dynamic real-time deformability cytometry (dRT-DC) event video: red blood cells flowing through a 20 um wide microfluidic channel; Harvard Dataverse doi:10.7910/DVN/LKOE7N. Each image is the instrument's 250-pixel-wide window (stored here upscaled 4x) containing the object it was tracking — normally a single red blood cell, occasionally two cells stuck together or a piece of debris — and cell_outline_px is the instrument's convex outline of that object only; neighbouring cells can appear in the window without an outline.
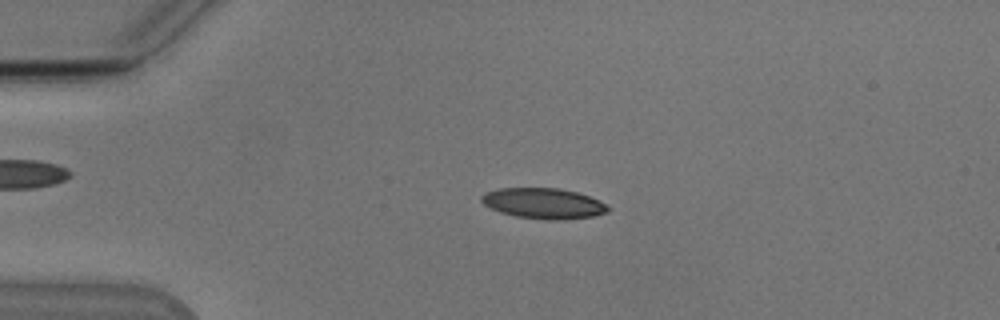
{"species": "Egyptian fruit bat (a non-hibernating species)", "species_latin": "Rousettus aegyptiacus", "temperature_condition": "cold", "stored_images_in_passage": 53, "camera_frame_rate_fps": 3000, "um_per_image_px": 0.085, "animal": {"sex": "male"}, "frame": {"image": 1, "passage_image": 12, "time_ms": 3.667, "image_size_px": [1000, 320], "cell_outline_px": [[612, 208], [608, 212], [592, 216], [564, 220], [544, 220], [516, 216], [500, 212], [484, 204], [480, 200], [480, 196], [484, 192], [500, 188], [560, 188], [576, 192], [600, 200]], "centroid_in_image_um": [46.21, 17.29], "position_along_channel_um": 38.8, "area_um2": 22.72}}
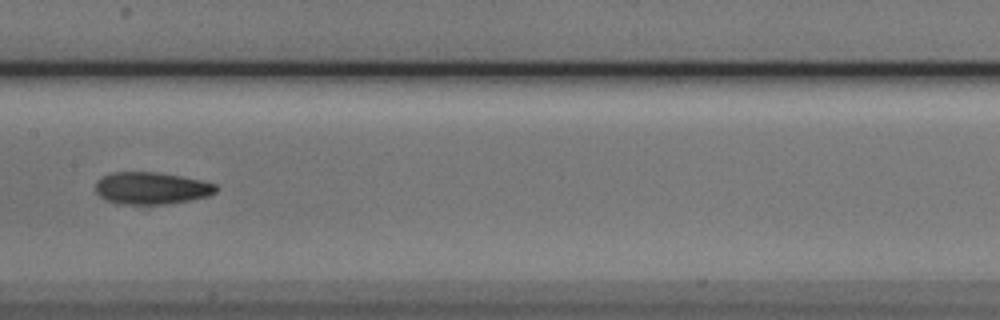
{"frame": {"image": 2, "passage_image": 27, "time_ms": 8.667, "image_size_px": [1000, 320], "cell_outline_px": [[220, 188], [216, 192], [208, 196], [168, 204], [116, 204], [100, 196], [96, 192], [96, 180], [112, 172], [156, 172], [204, 180], [216, 184]], "centroid_in_image_um": [12.9, 15.99], "position_along_channel_um": 194.5, "area_um2": 22.66}}
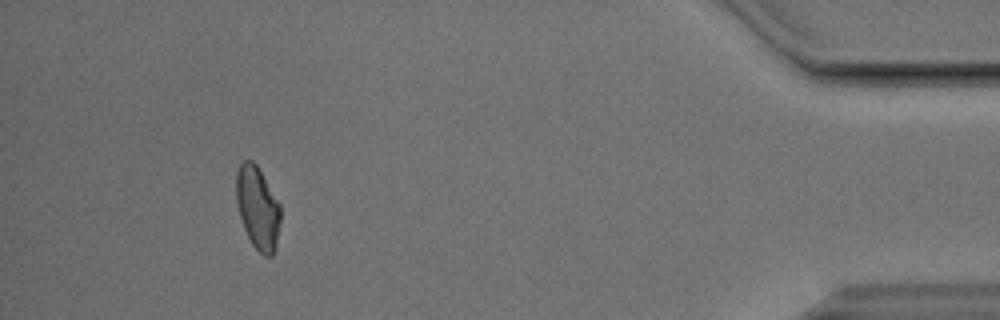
{"frame": {"image": 3, "passage_image": 49, "time_ms": 16.0, "image_size_px": [1000, 320], "cell_outline_px": [[280, 220], [276, 248], [272, 256], [264, 256], [252, 244], [244, 228], [240, 216], [236, 200], [236, 172], [240, 164], [244, 160], [252, 160], [256, 164], [280, 204]], "centroid_in_image_um": [21.9, 17.67], "position_along_channel_um": 413.3, "area_um2": 21.21}, "authors_computed_cell_mechanics": {"area_um2": 21.7906, "velocity_mm_per_s": 3.8191, "shape_relaxation_time_tau1_ms": 7.2174, "shape_relaxation_time_tau2_ms": 2.6994, "deformation_change_tau1": 0.1625, "deformation_change_tau2": 0.0807}}